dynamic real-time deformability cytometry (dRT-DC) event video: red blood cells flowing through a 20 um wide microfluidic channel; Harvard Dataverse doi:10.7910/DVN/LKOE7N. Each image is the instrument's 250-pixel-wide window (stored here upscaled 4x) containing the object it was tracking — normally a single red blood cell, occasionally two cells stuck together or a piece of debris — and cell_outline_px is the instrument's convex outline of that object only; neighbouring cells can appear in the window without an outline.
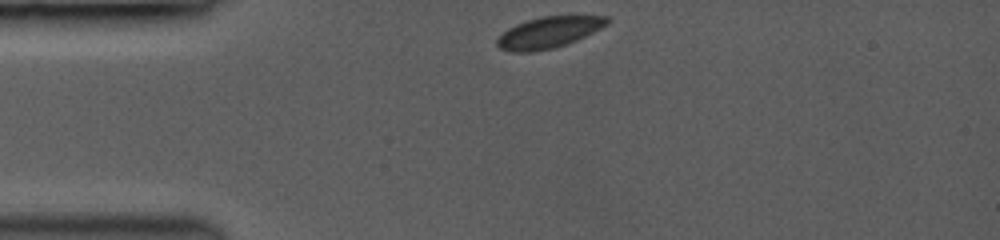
{"species": "common noctule bat (a hibernating species)", "species_latin": "Nyctalus noctula", "temperature_condition": "room temperature", "stored_images_in_passage": 2, "camera_frame_rate_fps": 3500, "um_per_image_px": 0.085, "animal": {"sex": "female", "body_mass_g": 19.0, "forearm_length_mm": 53.3}, "frame": {"image": 1, "passage_image": 1, "time_ms": 0.0, "image_size_px": [1000, 240], "cell_outline_px": [[612, 20], [608, 24], [576, 40], [552, 48], [528, 52], [512, 52], [500, 48], [496, 44], [496, 40], [508, 28], [516, 24], [540, 16], [608, 16]], "centroid_in_image_um": [46.64, 2.74], "position_along_channel_um": 38.4, "area_um2": 19.71}}